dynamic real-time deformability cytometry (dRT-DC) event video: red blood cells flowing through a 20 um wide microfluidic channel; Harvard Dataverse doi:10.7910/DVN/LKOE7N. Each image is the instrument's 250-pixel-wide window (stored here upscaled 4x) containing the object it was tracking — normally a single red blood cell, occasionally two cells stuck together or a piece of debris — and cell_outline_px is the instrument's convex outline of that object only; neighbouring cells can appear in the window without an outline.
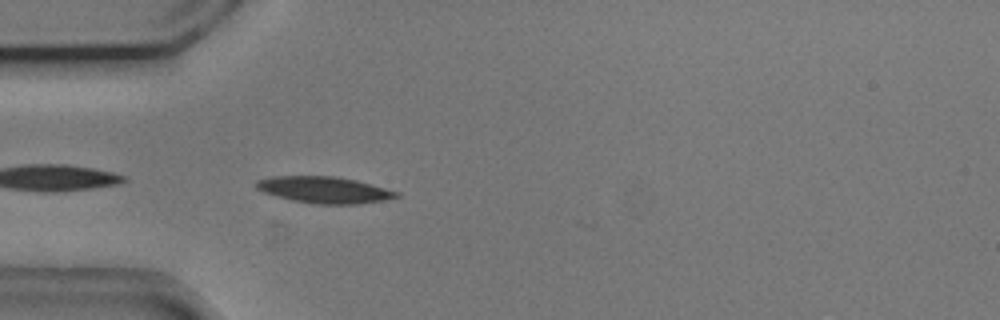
{"species": "common noctule bat (a hibernating species)", "species_latin": "Nyctalus noctula", "temperature_condition": "cold", "stored_images_in_passage": 4, "camera_frame_rate_fps": 3000, "um_per_image_px": 0.085, "animal": {"sex": "male", "body_mass_g": 20.5, "forearm_length_mm": 52.5}, "frame": {"image": 1, "passage_image": 2, "time_ms": 0.333, "image_size_px": [1000, 320], "cell_outline_px": [[400, 196], [384, 200], [356, 204], [316, 204], [292, 200], [276, 196], [264, 192], [256, 188], [256, 180], [272, 176], [336, 176], [356, 180], [372, 184], [400, 192]], "centroid_in_image_um": [27.57, 16.13], "position_along_channel_um": 57.4, "area_um2": 21.68}}